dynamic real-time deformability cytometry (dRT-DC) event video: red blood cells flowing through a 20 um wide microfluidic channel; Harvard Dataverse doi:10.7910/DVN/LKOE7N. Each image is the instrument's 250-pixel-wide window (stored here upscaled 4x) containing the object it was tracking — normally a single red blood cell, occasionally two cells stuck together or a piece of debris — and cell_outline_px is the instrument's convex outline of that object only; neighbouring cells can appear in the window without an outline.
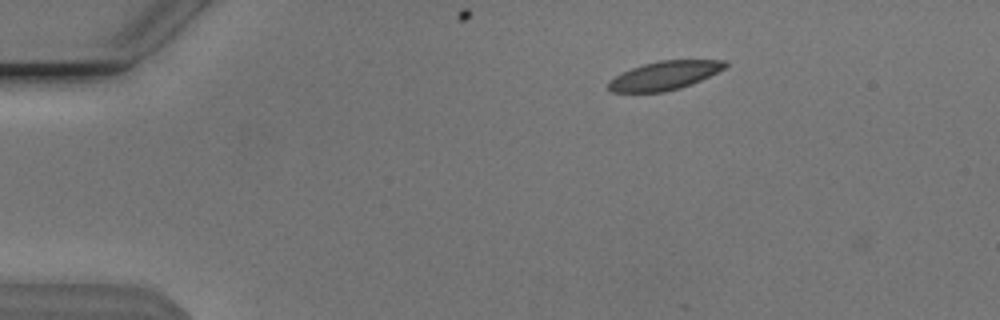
{"species": "Egyptian fruit bat (a non-hibernating species)", "species_latin": "Rousettus aegyptiacus", "temperature_condition": "cold", "stored_images_in_passage": 3, "camera_frame_rate_fps": 3000, "um_per_image_px": 0.085, "animal": {"sex": "male"}, "frame": {"image": 1, "passage_image": 2, "time_ms": 0.333, "image_size_px": [1000, 320], "cell_outline_px": [[728, 64], [724, 68], [700, 80], [680, 88], [664, 92], [612, 92], [608, 88], [608, 80], [632, 68], [644, 64], [660, 60], [728, 60]], "centroid_in_image_um": [56.47, 6.42], "position_along_channel_um": 28.5, "area_um2": 19.25}}